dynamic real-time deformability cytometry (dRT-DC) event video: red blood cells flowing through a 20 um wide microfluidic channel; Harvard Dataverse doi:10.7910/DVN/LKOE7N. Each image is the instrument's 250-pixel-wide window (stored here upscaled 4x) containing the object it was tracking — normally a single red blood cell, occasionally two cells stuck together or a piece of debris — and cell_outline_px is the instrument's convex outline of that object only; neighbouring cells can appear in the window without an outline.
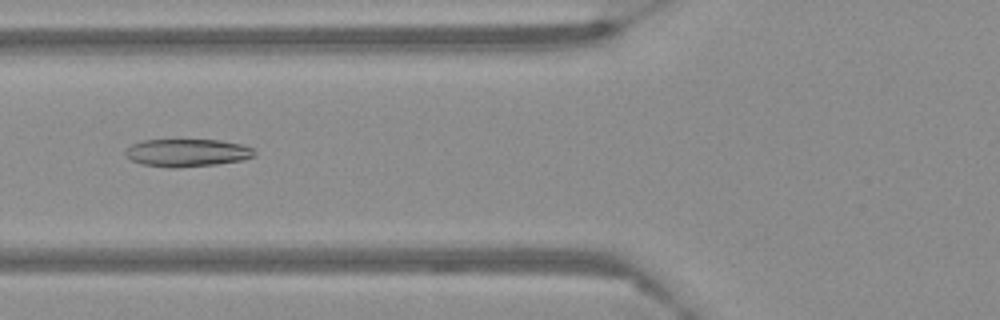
{"species": "Egyptian fruit bat (a non-hibernating species)", "species_latin": "Rousettus aegyptiacus", "temperature_condition": "warm", "stored_images_in_passage": 59, "camera_frame_rate_fps": 3000, "um_per_image_px": 0.085, "frame": {"image": 1, "passage_image": 24, "time_ms": 7.667, "image_size_px": [1000, 320], "cell_outline_px": [[256, 156], [244, 160], [216, 164], [176, 168], [168, 168], [144, 164], [132, 160], [124, 152], [132, 144], [144, 140], [220, 140], [244, 144], [252, 148], [256, 152]], "centroid_in_image_um": [15.98, 12.98], "position_along_channel_um": 109.8, "area_um2": 20.87}}
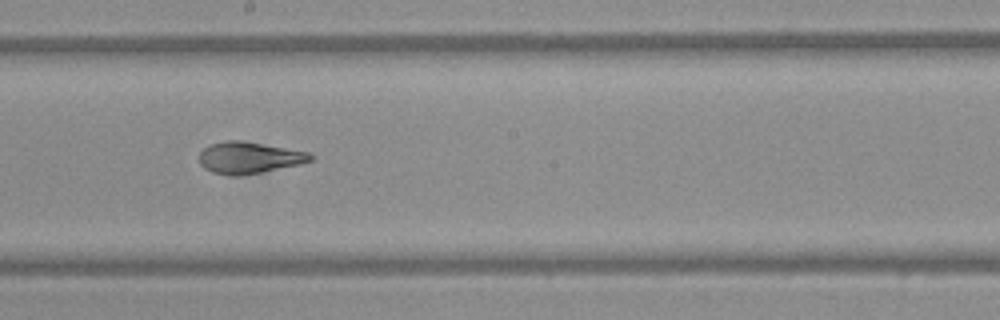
{"frame": {"image": 2, "passage_image": 34, "time_ms": 11.0, "image_size_px": [1000, 320], "cell_outline_px": [[316, 156], [312, 160], [300, 164], [260, 172], [236, 176], [232, 176], [212, 172], [204, 168], [200, 164], [200, 152], [208, 144], [224, 140], [236, 140], [308, 152]], "centroid_in_image_um": [21.14, 13.4], "position_along_channel_um": 227.1, "area_um2": 20.23}}
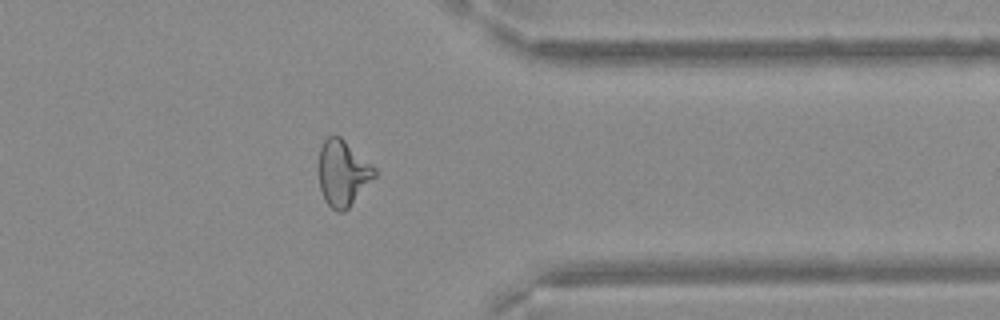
{"frame": {"image": 3, "passage_image": 48, "time_ms": 15.667, "image_size_px": [1000, 320], "cell_outline_px": [[376, 176], [348, 208], [344, 212], [336, 212], [324, 200], [320, 188], [320, 148], [324, 140], [328, 136], [340, 136], [372, 164], [376, 168]], "centroid_in_image_um": [29.16, 14.72], "position_along_channel_um": 382.2, "area_um2": 21.21}}